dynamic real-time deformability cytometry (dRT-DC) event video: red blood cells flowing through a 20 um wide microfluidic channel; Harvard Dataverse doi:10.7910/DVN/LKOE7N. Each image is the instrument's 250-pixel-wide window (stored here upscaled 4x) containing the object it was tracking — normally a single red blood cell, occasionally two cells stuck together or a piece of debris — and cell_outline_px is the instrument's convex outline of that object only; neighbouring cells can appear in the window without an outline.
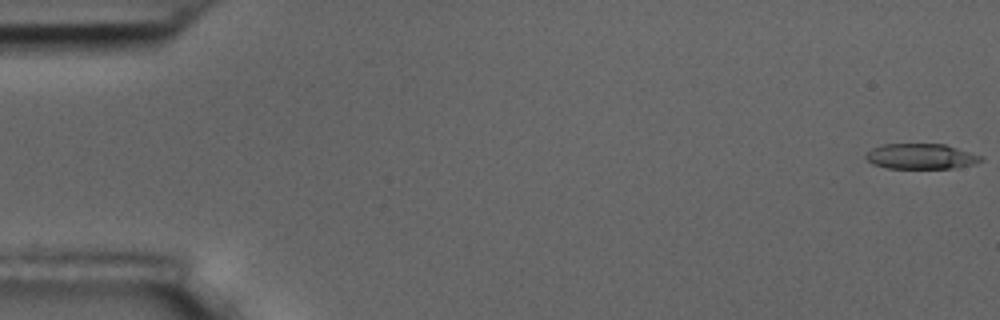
{"species": "common noctule bat (a hibernating species)", "species_latin": "Nyctalus noctula", "temperature_condition": "room temperature", "stored_images_in_passage": 7, "camera_frame_rate_fps": 3000, "um_per_image_px": 0.085, "animal": {"sex": "male", "body_mass_g": 17.5, "forearm_length_mm": 52.3}, "frame": {"image": 1, "passage_image": 1, "time_ms": 0.0, "image_size_px": [1000, 320], "cell_outline_px": [[984, 160], [976, 164], [952, 168], [888, 168], [872, 164], [864, 156], [872, 148], [880, 144], [944, 144], [980, 156]], "centroid_in_image_um": [78.25, 13.29], "position_along_channel_um": 6.8, "area_um2": 16.88}}